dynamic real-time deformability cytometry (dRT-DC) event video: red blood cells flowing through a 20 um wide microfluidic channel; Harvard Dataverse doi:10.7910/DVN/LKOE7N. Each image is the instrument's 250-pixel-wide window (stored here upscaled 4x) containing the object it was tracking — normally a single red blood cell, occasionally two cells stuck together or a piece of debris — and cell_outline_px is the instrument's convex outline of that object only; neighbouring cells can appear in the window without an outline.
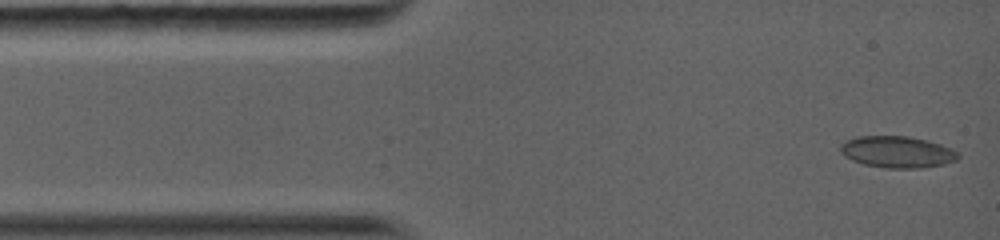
{"species": "common noctule bat (a hibernating species)", "species_latin": "Nyctalus noctula", "temperature_condition": "warm", "stored_images_in_passage": 36, "camera_frame_rate_fps": 5000, "um_per_image_px": 0.085, "animal": {"sex": "female", "body_mass_g": 19.0, "forearm_length_mm": 56.7}, "frame": {"image": 1, "passage_image": 1, "time_ms": 0.0, "image_size_px": [1000, 240], "cell_outline_px": [[960, 156], [956, 160], [944, 164], [920, 168], [888, 168], [864, 164], [852, 160], [844, 156], [840, 152], [840, 144], [856, 136], [908, 136], [928, 140], [952, 148]], "centroid_in_image_um": [76.26, 12.91], "position_along_channel_um": 8.7, "area_um2": 21.68}}
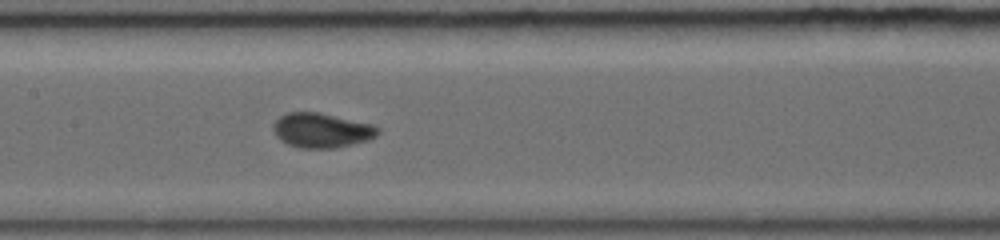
{"frame": {"image": 2, "passage_image": 16, "time_ms": 5.8, "image_size_px": [1000, 240], "cell_outline_px": [[380, 132], [376, 136], [368, 140], [352, 144], [332, 148], [300, 148], [288, 144], [280, 140], [276, 136], [272, 128], [272, 124], [280, 116], [288, 112], [320, 112], [372, 124], [380, 128]], "centroid_in_image_um": [27.33, 11.07], "position_along_channel_um": 180.1, "area_um2": 21.21}}
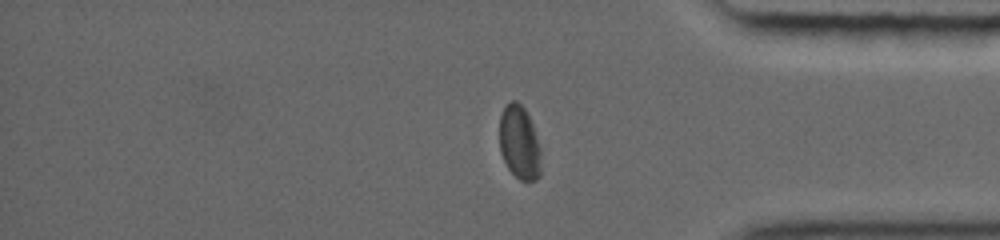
{"frame": {"image": 3, "passage_image": 30, "time_ms": 11.2, "image_size_px": [1000, 240], "cell_outline_px": [[540, 176], [536, 180], [520, 180], [508, 168], [500, 152], [500, 116], [504, 108], [512, 100], [516, 100], [524, 108], [532, 124], [540, 148]], "centroid_in_image_um": [44.15, 12.13], "position_along_channel_um": 391.1, "area_um2": 17.57}}